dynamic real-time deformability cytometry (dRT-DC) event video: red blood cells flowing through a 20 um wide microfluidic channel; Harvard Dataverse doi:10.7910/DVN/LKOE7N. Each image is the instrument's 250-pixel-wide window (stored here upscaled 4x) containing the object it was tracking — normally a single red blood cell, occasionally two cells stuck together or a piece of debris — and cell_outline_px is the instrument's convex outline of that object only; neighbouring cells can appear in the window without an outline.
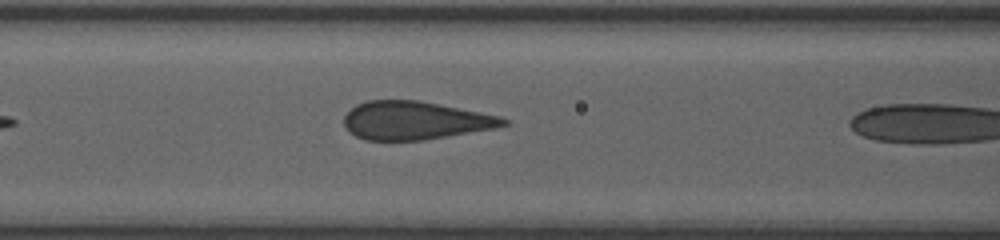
{"species": "human", "species_latin": "Homo sapiens", "temperature_condition": "room temperature", "stored_images_in_passage": 6, "camera_frame_rate_fps": 3000, "um_per_image_px": 0.085, "donor": {"sex": "female"}, "frame": {"image": 1, "passage_image": 5, "time_ms": 1.333, "image_size_px": [1000, 240], "cell_outline_px": [[512, 124], [496, 128], [424, 140], [364, 140], [348, 132], [344, 124], [344, 116], [356, 104], [368, 100], [420, 100], [500, 116], [508, 120]], "centroid_in_image_um": [35.29, 10.24], "position_along_channel_um": 131.3, "area_um2": 35.66}}